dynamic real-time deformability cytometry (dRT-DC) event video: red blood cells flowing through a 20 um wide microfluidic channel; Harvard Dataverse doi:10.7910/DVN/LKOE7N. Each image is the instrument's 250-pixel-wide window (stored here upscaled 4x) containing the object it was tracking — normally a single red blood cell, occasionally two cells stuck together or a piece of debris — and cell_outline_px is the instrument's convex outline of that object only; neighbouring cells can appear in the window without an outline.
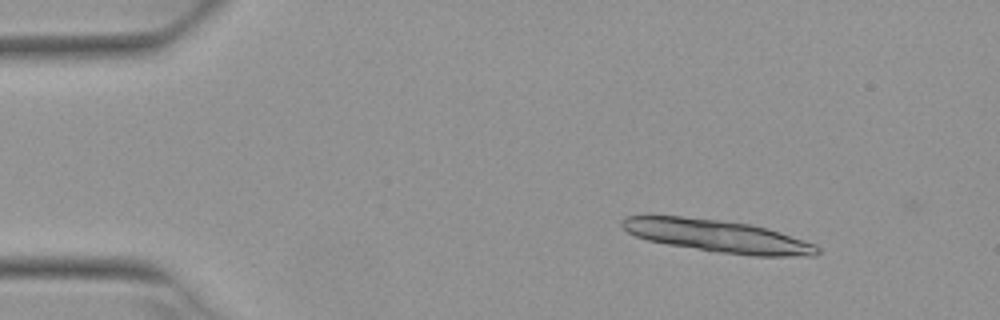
{"species": "Egyptian fruit bat (a non-hibernating species)", "species_latin": "Rousettus aegyptiacus", "temperature_condition": "warm", "stored_images_in_passage": 6, "camera_frame_rate_fps": 3000, "um_per_image_px": 0.085, "animal": {"sex": "female"}, "frame": {"image": 1, "passage_image": 2, "time_ms": 0.333, "image_size_px": [1000, 320], "cell_outline_px": [[820, 252], [816, 256], [756, 256], [716, 252], [668, 244], [648, 240], [636, 236], [628, 232], [620, 224], [620, 220], [628, 216], [648, 212], [752, 224], [804, 240], [816, 244], [820, 248]], "centroid_in_image_um": [60.91, 20.03], "position_along_channel_um": 24.1, "area_um2": 37.45}}
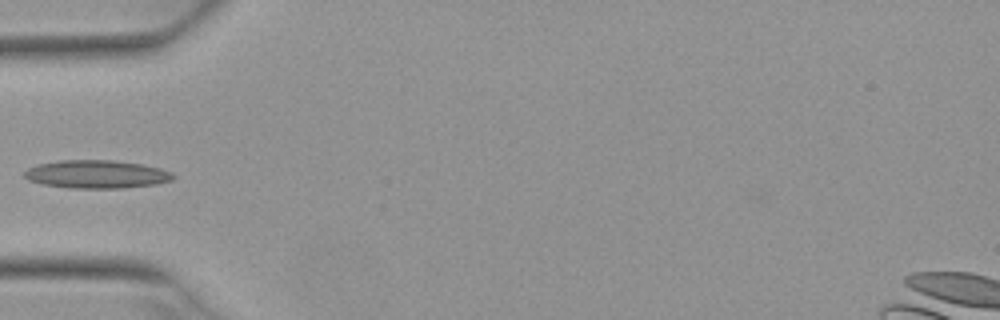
{"frame": {"image": 2, "passage_image": 5, "time_ms": 1.333, "image_size_px": [1000, 320], "cell_outline_px": [[176, 176], [172, 180], [156, 184], [124, 188], [68, 188], [44, 184], [28, 180], [24, 176], [24, 172], [28, 168], [40, 164], [60, 160], [112, 160], [140, 164], [160, 168], [172, 172]], "centroid_in_image_um": [8.23, 14.81], "position_along_channel_um": 76.8, "area_um2": 24.33}}
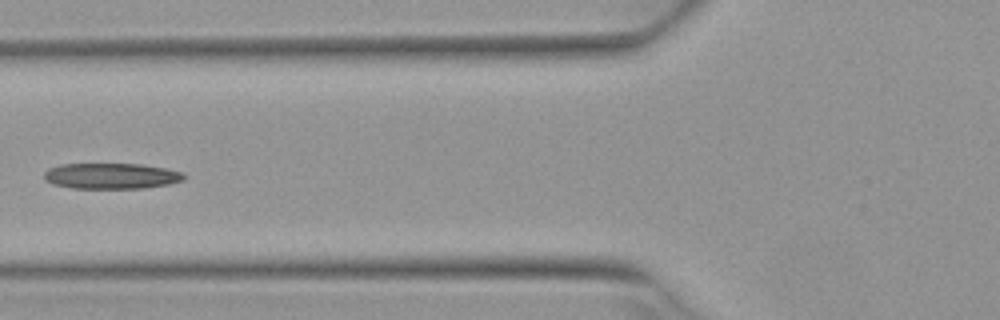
{"frame": {"image": 3, "passage_image": 6, "time_ms": 1.667, "image_size_px": [1000, 320], "cell_outline_px": [[184, 180], [168, 184], [144, 188], [72, 188], [52, 184], [44, 180], [44, 172], [48, 168], [60, 164], [140, 164], [164, 168], [184, 172]], "centroid_in_image_um": [9.43, 14.96], "position_along_channel_um": 116.4, "area_um2": 21.04}}